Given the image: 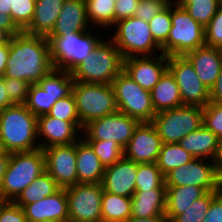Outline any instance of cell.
<instances>
[{
	"label": "cell",
	"instance_id": "cell-1",
	"mask_svg": "<svg viewBox=\"0 0 222 222\" xmlns=\"http://www.w3.org/2000/svg\"><path fill=\"white\" fill-rule=\"evenodd\" d=\"M4 78L38 83L54 66L46 37L21 32L9 39Z\"/></svg>",
	"mask_w": 222,
	"mask_h": 222
},
{
	"label": "cell",
	"instance_id": "cell-2",
	"mask_svg": "<svg viewBox=\"0 0 222 222\" xmlns=\"http://www.w3.org/2000/svg\"><path fill=\"white\" fill-rule=\"evenodd\" d=\"M0 141L8 153L39 149L37 117L25 104H14L0 113Z\"/></svg>",
	"mask_w": 222,
	"mask_h": 222
},
{
	"label": "cell",
	"instance_id": "cell-3",
	"mask_svg": "<svg viewBox=\"0 0 222 222\" xmlns=\"http://www.w3.org/2000/svg\"><path fill=\"white\" fill-rule=\"evenodd\" d=\"M121 52L109 38L101 40L93 52L72 71L74 81L93 84H111L123 70Z\"/></svg>",
	"mask_w": 222,
	"mask_h": 222
},
{
	"label": "cell",
	"instance_id": "cell-4",
	"mask_svg": "<svg viewBox=\"0 0 222 222\" xmlns=\"http://www.w3.org/2000/svg\"><path fill=\"white\" fill-rule=\"evenodd\" d=\"M44 171L43 149L10 153L7 170L0 184V201H14Z\"/></svg>",
	"mask_w": 222,
	"mask_h": 222
},
{
	"label": "cell",
	"instance_id": "cell-5",
	"mask_svg": "<svg viewBox=\"0 0 222 222\" xmlns=\"http://www.w3.org/2000/svg\"><path fill=\"white\" fill-rule=\"evenodd\" d=\"M111 30H113L111 32L113 34L110 33L108 36L121 52L124 59L134 56H153L162 53L161 47L152 37L147 21L133 16L116 22Z\"/></svg>",
	"mask_w": 222,
	"mask_h": 222
},
{
	"label": "cell",
	"instance_id": "cell-6",
	"mask_svg": "<svg viewBox=\"0 0 222 222\" xmlns=\"http://www.w3.org/2000/svg\"><path fill=\"white\" fill-rule=\"evenodd\" d=\"M171 23L167 41L161 47L164 55L185 56L205 45V28L175 3H171Z\"/></svg>",
	"mask_w": 222,
	"mask_h": 222
},
{
	"label": "cell",
	"instance_id": "cell-7",
	"mask_svg": "<svg viewBox=\"0 0 222 222\" xmlns=\"http://www.w3.org/2000/svg\"><path fill=\"white\" fill-rule=\"evenodd\" d=\"M71 32L68 35L47 36L55 69L71 72L89 56L102 40L91 32Z\"/></svg>",
	"mask_w": 222,
	"mask_h": 222
},
{
	"label": "cell",
	"instance_id": "cell-8",
	"mask_svg": "<svg viewBox=\"0 0 222 222\" xmlns=\"http://www.w3.org/2000/svg\"><path fill=\"white\" fill-rule=\"evenodd\" d=\"M73 85L71 72L53 68L38 83L30 85L25 106L36 117L48 114L57 100L72 93Z\"/></svg>",
	"mask_w": 222,
	"mask_h": 222
},
{
	"label": "cell",
	"instance_id": "cell-9",
	"mask_svg": "<svg viewBox=\"0 0 222 222\" xmlns=\"http://www.w3.org/2000/svg\"><path fill=\"white\" fill-rule=\"evenodd\" d=\"M72 94L82 126L118 111L111 84H93L74 81Z\"/></svg>",
	"mask_w": 222,
	"mask_h": 222
},
{
	"label": "cell",
	"instance_id": "cell-10",
	"mask_svg": "<svg viewBox=\"0 0 222 222\" xmlns=\"http://www.w3.org/2000/svg\"><path fill=\"white\" fill-rule=\"evenodd\" d=\"M151 123L162 143H178L203 125V108L182 105L156 113Z\"/></svg>",
	"mask_w": 222,
	"mask_h": 222
},
{
	"label": "cell",
	"instance_id": "cell-11",
	"mask_svg": "<svg viewBox=\"0 0 222 222\" xmlns=\"http://www.w3.org/2000/svg\"><path fill=\"white\" fill-rule=\"evenodd\" d=\"M118 111L141 122H151L156 115L151 92L140 87L123 70L111 83Z\"/></svg>",
	"mask_w": 222,
	"mask_h": 222
},
{
	"label": "cell",
	"instance_id": "cell-12",
	"mask_svg": "<svg viewBox=\"0 0 222 222\" xmlns=\"http://www.w3.org/2000/svg\"><path fill=\"white\" fill-rule=\"evenodd\" d=\"M69 222H101L102 183H77L65 188Z\"/></svg>",
	"mask_w": 222,
	"mask_h": 222
},
{
	"label": "cell",
	"instance_id": "cell-13",
	"mask_svg": "<svg viewBox=\"0 0 222 222\" xmlns=\"http://www.w3.org/2000/svg\"><path fill=\"white\" fill-rule=\"evenodd\" d=\"M139 123L138 120L117 111L84 125L81 137L84 140H113L124 149Z\"/></svg>",
	"mask_w": 222,
	"mask_h": 222
},
{
	"label": "cell",
	"instance_id": "cell-14",
	"mask_svg": "<svg viewBox=\"0 0 222 222\" xmlns=\"http://www.w3.org/2000/svg\"><path fill=\"white\" fill-rule=\"evenodd\" d=\"M168 70L177 82L183 105L204 108L209 103L210 91L185 56H168Z\"/></svg>",
	"mask_w": 222,
	"mask_h": 222
},
{
	"label": "cell",
	"instance_id": "cell-15",
	"mask_svg": "<svg viewBox=\"0 0 222 222\" xmlns=\"http://www.w3.org/2000/svg\"><path fill=\"white\" fill-rule=\"evenodd\" d=\"M164 177L166 186L195 185L202 187L206 192L222 190V183L216 176L212 160L194 158L168 172Z\"/></svg>",
	"mask_w": 222,
	"mask_h": 222
},
{
	"label": "cell",
	"instance_id": "cell-16",
	"mask_svg": "<svg viewBox=\"0 0 222 222\" xmlns=\"http://www.w3.org/2000/svg\"><path fill=\"white\" fill-rule=\"evenodd\" d=\"M45 170L60 188H67L78 183L76 169V143L51 146L43 149Z\"/></svg>",
	"mask_w": 222,
	"mask_h": 222
},
{
	"label": "cell",
	"instance_id": "cell-17",
	"mask_svg": "<svg viewBox=\"0 0 222 222\" xmlns=\"http://www.w3.org/2000/svg\"><path fill=\"white\" fill-rule=\"evenodd\" d=\"M80 129H83L80 121H64L48 116L47 114L41 115L37 117V139L39 147L44 149L51 146L76 143L80 139L78 136L81 137Z\"/></svg>",
	"mask_w": 222,
	"mask_h": 222
},
{
	"label": "cell",
	"instance_id": "cell-18",
	"mask_svg": "<svg viewBox=\"0 0 222 222\" xmlns=\"http://www.w3.org/2000/svg\"><path fill=\"white\" fill-rule=\"evenodd\" d=\"M162 144L154 125L151 122H141L123 149L124 157L136 163H156Z\"/></svg>",
	"mask_w": 222,
	"mask_h": 222
},
{
	"label": "cell",
	"instance_id": "cell-19",
	"mask_svg": "<svg viewBox=\"0 0 222 222\" xmlns=\"http://www.w3.org/2000/svg\"><path fill=\"white\" fill-rule=\"evenodd\" d=\"M168 69V56H134L123 60V71L140 87L151 91Z\"/></svg>",
	"mask_w": 222,
	"mask_h": 222
},
{
	"label": "cell",
	"instance_id": "cell-20",
	"mask_svg": "<svg viewBox=\"0 0 222 222\" xmlns=\"http://www.w3.org/2000/svg\"><path fill=\"white\" fill-rule=\"evenodd\" d=\"M27 222H69L65 188L23 207Z\"/></svg>",
	"mask_w": 222,
	"mask_h": 222
},
{
	"label": "cell",
	"instance_id": "cell-21",
	"mask_svg": "<svg viewBox=\"0 0 222 222\" xmlns=\"http://www.w3.org/2000/svg\"><path fill=\"white\" fill-rule=\"evenodd\" d=\"M137 163L122 157L105 168L102 180L103 190L119 196L131 198L135 192Z\"/></svg>",
	"mask_w": 222,
	"mask_h": 222
},
{
	"label": "cell",
	"instance_id": "cell-22",
	"mask_svg": "<svg viewBox=\"0 0 222 222\" xmlns=\"http://www.w3.org/2000/svg\"><path fill=\"white\" fill-rule=\"evenodd\" d=\"M193 65L198 78L210 91L222 68V55L219 48L202 46L185 55Z\"/></svg>",
	"mask_w": 222,
	"mask_h": 222
},
{
	"label": "cell",
	"instance_id": "cell-23",
	"mask_svg": "<svg viewBox=\"0 0 222 222\" xmlns=\"http://www.w3.org/2000/svg\"><path fill=\"white\" fill-rule=\"evenodd\" d=\"M85 0H64L54 28L48 36L68 35L90 30Z\"/></svg>",
	"mask_w": 222,
	"mask_h": 222
},
{
	"label": "cell",
	"instance_id": "cell-24",
	"mask_svg": "<svg viewBox=\"0 0 222 222\" xmlns=\"http://www.w3.org/2000/svg\"><path fill=\"white\" fill-rule=\"evenodd\" d=\"M78 183H102L105 167L92 147L80 137L76 142Z\"/></svg>",
	"mask_w": 222,
	"mask_h": 222
},
{
	"label": "cell",
	"instance_id": "cell-25",
	"mask_svg": "<svg viewBox=\"0 0 222 222\" xmlns=\"http://www.w3.org/2000/svg\"><path fill=\"white\" fill-rule=\"evenodd\" d=\"M166 189L135 190L131 197V217L152 218L165 215Z\"/></svg>",
	"mask_w": 222,
	"mask_h": 222
},
{
	"label": "cell",
	"instance_id": "cell-26",
	"mask_svg": "<svg viewBox=\"0 0 222 222\" xmlns=\"http://www.w3.org/2000/svg\"><path fill=\"white\" fill-rule=\"evenodd\" d=\"M63 3L64 0H36L33 19L23 32L47 37L54 28Z\"/></svg>",
	"mask_w": 222,
	"mask_h": 222
},
{
	"label": "cell",
	"instance_id": "cell-27",
	"mask_svg": "<svg viewBox=\"0 0 222 222\" xmlns=\"http://www.w3.org/2000/svg\"><path fill=\"white\" fill-rule=\"evenodd\" d=\"M194 158L214 160L219 140L211 130L202 125L178 142Z\"/></svg>",
	"mask_w": 222,
	"mask_h": 222
},
{
	"label": "cell",
	"instance_id": "cell-28",
	"mask_svg": "<svg viewBox=\"0 0 222 222\" xmlns=\"http://www.w3.org/2000/svg\"><path fill=\"white\" fill-rule=\"evenodd\" d=\"M150 92L155 113L183 105L177 82L168 69Z\"/></svg>",
	"mask_w": 222,
	"mask_h": 222
},
{
	"label": "cell",
	"instance_id": "cell-29",
	"mask_svg": "<svg viewBox=\"0 0 222 222\" xmlns=\"http://www.w3.org/2000/svg\"><path fill=\"white\" fill-rule=\"evenodd\" d=\"M206 191L199 186H166L165 215L170 221L182 214L191 204L203 196Z\"/></svg>",
	"mask_w": 222,
	"mask_h": 222
},
{
	"label": "cell",
	"instance_id": "cell-30",
	"mask_svg": "<svg viewBox=\"0 0 222 222\" xmlns=\"http://www.w3.org/2000/svg\"><path fill=\"white\" fill-rule=\"evenodd\" d=\"M59 189L60 187L56 184V181L45 170L17 196L14 202L23 208L27 204L53 195Z\"/></svg>",
	"mask_w": 222,
	"mask_h": 222
},
{
	"label": "cell",
	"instance_id": "cell-31",
	"mask_svg": "<svg viewBox=\"0 0 222 222\" xmlns=\"http://www.w3.org/2000/svg\"><path fill=\"white\" fill-rule=\"evenodd\" d=\"M101 213L102 221L126 222L131 217V198L103 190Z\"/></svg>",
	"mask_w": 222,
	"mask_h": 222
},
{
	"label": "cell",
	"instance_id": "cell-32",
	"mask_svg": "<svg viewBox=\"0 0 222 222\" xmlns=\"http://www.w3.org/2000/svg\"><path fill=\"white\" fill-rule=\"evenodd\" d=\"M116 0H85L87 18L94 28H101L100 30H110L114 26V12ZM103 28V29H102Z\"/></svg>",
	"mask_w": 222,
	"mask_h": 222
},
{
	"label": "cell",
	"instance_id": "cell-33",
	"mask_svg": "<svg viewBox=\"0 0 222 222\" xmlns=\"http://www.w3.org/2000/svg\"><path fill=\"white\" fill-rule=\"evenodd\" d=\"M192 159L194 157L183 149L179 143H163L156 163L165 176L168 172L185 165Z\"/></svg>",
	"mask_w": 222,
	"mask_h": 222
},
{
	"label": "cell",
	"instance_id": "cell-34",
	"mask_svg": "<svg viewBox=\"0 0 222 222\" xmlns=\"http://www.w3.org/2000/svg\"><path fill=\"white\" fill-rule=\"evenodd\" d=\"M174 3L183 7L195 21L205 28L216 14L222 0H176Z\"/></svg>",
	"mask_w": 222,
	"mask_h": 222
},
{
	"label": "cell",
	"instance_id": "cell-35",
	"mask_svg": "<svg viewBox=\"0 0 222 222\" xmlns=\"http://www.w3.org/2000/svg\"><path fill=\"white\" fill-rule=\"evenodd\" d=\"M135 190L166 189L165 177L157 163H137Z\"/></svg>",
	"mask_w": 222,
	"mask_h": 222
},
{
	"label": "cell",
	"instance_id": "cell-36",
	"mask_svg": "<svg viewBox=\"0 0 222 222\" xmlns=\"http://www.w3.org/2000/svg\"><path fill=\"white\" fill-rule=\"evenodd\" d=\"M221 190L207 191L203 196L195 200L182 214L175 216L171 222H202L208 212L212 199Z\"/></svg>",
	"mask_w": 222,
	"mask_h": 222
},
{
	"label": "cell",
	"instance_id": "cell-37",
	"mask_svg": "<svg viewBox=\"0 0 222 222\" xmlns=\"http://www.w3.org/2000/svg\"><path fill=\"white\" fill-rule=\"evenodd\" d=\"M106 168L124 156L123 148L113 140H85Z\"/></svg>",
	"mask_w": 222,
	"mask_h": 222
},
{
	"label": "cell",
	"instance_id": "cell-38",
	"mask_svg": "<svg viewBox=\"0 0 222 222\" xmlns=\"http://www.w3.org/2000/svg\"><path fill=\"white\" fill-rule=\"evenodd\" d=\"M148 23L154 41L162 47L166 43L172 27L171 4L157 13Z\"/></svg>",
	"mask_w": 222,
	"mask_h": 222
},
{
	"label": "cell",
	"instance_id": "cell-39",
	"mask_svg": "<svg viewBox=\"0 0 222 222\" xmlns=\"http://www.w3.org/2000/svg\"><path fill=\"white\" fill-rule=\"evenodd\" d=\"M35 0H12L11 18L15 24L23 31L32 21Z\"/></svg>",
	"mask_w": 222,
	"mask_h": 222
},
{
	"label": "cell",
	"instance_id": "cell-40",
	"mask_svg": "<svg viewBox=\"0 0 222 222\" xmlns=\"http://www.w3.org/2000/svg\"><path fill=\"white\" fill-rule=\"evenodd\" d=\"M47 115L64 121H80L74 95L57 100Z\"/></svg>",
	"mask_w": 222,
	"mask_h": 222
},
{
	"label": "cell",
	"instance_id": "cell-41",
	"mask_svg": "<svg viewBox=\"0 0 222 222\" xmlns=\"http://www.w3.org/2000/svg\"><path fill=\"white\" fill-rule=\"evenodd\" d=\"M203 125L222 141V105L209 102L203 108Z\"/></svg>",
	"mask_w": 222,
	"mask_h": 222
},
{
	"label": "cell",
	"instance_id": "cell-42",
	"mask_svg": "<svg viewBox=\"0 0 222 222\" xmlns=\"http://www.w3.org/2000/svg\"><path fill=\"white\" fill-rule=\"evenodd\" d=\"M205 45L220 48L222 46V4L205 27Z\"/></svg>",
	"mask_w": 222,
	"mask_h": 222
},
{
	"label": "cell",
	"instance_id": "cell-43",
	"mask_svg": "<svg viewBox=\"0 0 222 222\" xmlns=\"http://www.w3.org/2000/svg\"><path fill=\"white\" fill-rule=\"evenodd\" d=\"M30 83L24 80L4 78V86L10 102L14 105L25 104L29 93Z\"/></svg>",
	"mask_w": 222,
	"mask_h": 222
},
{
	"label": "cell",
	"instance_id": "cell-44",
	"mask_svg": "<svg viewBox=\"0 0 222 222\" xmlns=\"http://www.w3.org/2000/svg\"><path fill=\"white\" fill-rule=\"evenodd\" d=\"M169 3L164 0H140L135 17L149 22L157 13L162 11Z\"/></svg>",
	"mask_w": 222,
	"mask_h": 222
},
{
	"label": "cell",
	"instance_id": "cell-45",
	"mask_svg": "<svg viewBox=\"0 0 222 222\" xmlns=\"http://www.w3.org/2000/svg\"><path fill=\"white\" fill-rule=\"evenodd\" d=\"M0 222H27V218L14 201H0Z\"/></svg>",
	"mask_w": 222,
	"mask_h": 222
},
{
	"label": "cell",
	"instance_id": "cell-46",
	"mask_svg": "<svg viewBox=\"0 0 222 222\" xmlns=\"http://www.w3.org/2000/svg\"><path fill=\"white\" fill-rule=\"evenodd\" d=\"M140 0H116L114 25L116 22L135 16Z\"/></svg>",
	"mask_w": 222,
	"mask_h": 222
},
{
	"label": "cell",
	"instance_id": "cell-47",
	"mask_svg": "<svg viewBox=\"0 0 222 222\" xmlns=\"http://www.w3.org/2000/svg\"><path fill=\"white\" fill-rule=\"evenodd\" d=\"M202 222H222V190L212 199Z\"/></svg>",
	"mask_w": 222,
	"mask_h": 222
},
{
	"label": "cell",
	"instance_id": "cell-48",
	"mask_svg": "<svg viewBox=\"0 0 222 222\" xmlns=\"http://www.w3.org/2000/svg\"><path fill=\"white\" fill-rule=\"evenodd\" d=\"M0 27L6 30L11 36L22 32V30L12 20L11 15H6L3 12H0Z\"/></svg>",
	"mask_w": 222,
	"mask_h": 222
},
{
	"label": "cell",
	"instance_id": "cell-49",
	"mask_svg": "<svg viewBox=\"0 0 222 222\" xmlns=\"http://www.w3.org/2000/svg\"><path fill=\"white\" fill-rule=\"evenodd\" d=\"M217 105H222V68L216 79L214 86L210 90V101Z\"/></svg>",
	"mask_w": 222,
	"mask_h": 222
},
{
	"label": "cell",
	"instance_id": "cell-50",
	"mask_svg": "<svg viewBox=\"0 0 222 222\" xmlns=\"http://www.w3.org/2000/svg\"><path fill=\"white\" fill-rule=\"evenodd\" d=\"M213 162L216 176L218 180L222 183V141H219L217 153Z\"/></svg>",
	"mask_w": 222,
	"mask_h": 222
},
{
	"label": "cell",
	"instance_id": "cell-51",
	"mask_svg": "<svg viewBox=\"0 0 222 222\" xmlns=\"http://www.w3.org/2000/svg\"><path fill=\"white\" fill-rule=\"evenodd\" d=\"M9 42L0 46V77H4L9 56Z\"/></svg>",
	"mask_w": 222,
	"mask_h": 222
},
{
	"label": "cell",
	"instance_id": "cell-52",
	"mask_svg": "<svg viewBox=\"0 0 222 222\" xmlns=\"http://www.w3.org/2000/svg\"><path fill=\"white\" fill-rule=\"evenodd\" d=\"M13 105L7 95V90L4 86V77H0V113L8 106Z\"/></svg>",
	"mask_w": 222,
	"mask_h": 222
},
{
	"label": "cell",
	"instance_id": "cell-53",
	"mask_svg": "<svg viewBox=\"0 0 222 222\" xmlns=\"http://www.w3.org/2000/svg\"><path fill=\"white\" fill-rule=\"evenodd\" d=\"M126 222H171L166 215H159L152 218L130 217Z\"/></svg>",
	"mask_w": 222,
	"mask_h": 222
},
{
	"label": "cell",
	"instance_id": "cell-54",
	"mask_svg": "<svg viewBox=\"0 0 222 222\" xmlns=\"http://www.w3.org/2000/svg\"><path fill=\"white\" fill-rule=\"evenodd\" d=\"M9 160H10V153L8 152L0 156V184L2 182L4 174L6 173Z\"/></svg>",
	"mask_w": 222,
	"mask_h": 222
},
{
	"label": "cell",
	"instance_id": "cell-55",
	"mask_svg": "<svg viewBox=\"0 0 222 222\" xmlns=\"http://www.w3.org/2000/svg\"><path fill=\"white\" fill-rule=\"evenodd\" d=\"M12 0H0V12L6 15L11 13Z\"/></svg>",
	"mask_w": 222,
	"mask_h": 222
},
{
	"label": "cell",
	"instance_id": "cell-56",
	"mask_svg": "<svg viewBox=\"0 0 222 222\" xmlns=\"http://www.w3.org/2000/svg\"><path fill=\"white\" fill-rule=\"evenodd\" d=\"M10 38L11 35L6 30L0 27V46L8 43Z\"/></svg>",
	"mask_w": 222,
	"mask_h": 222
},
{
	"label": "cell",
	"instance_id": "cell-57",
	"mask_svg": "<svg viewBox=\"0 0 222 222\" xmlns=\"http://www.w3.org/2000/svg\"><path fill=\"white\" fill-rule=\"evenodd\" d=\"M6 153V150L3 146V143L0 141V156L4 155Z\"/></svg>",
	"mask_w": 222,
	"mask_h": 222
},
{
	"label": "cell",
	"instance_id": "cell-58",
	"mask_svg": "<svg viewBox=\"0 0 222 222\" xmlns=\"http://www.w3.org/2000/svg\"><path fill=\"white\" fill-rule=\"evenodd\" d=\"M164 1H166L169 4H171V3H174L176 0H164Z\"/></svg>",
	"mask_w": 222,
	"mask_h": 222
}]
</instances>
